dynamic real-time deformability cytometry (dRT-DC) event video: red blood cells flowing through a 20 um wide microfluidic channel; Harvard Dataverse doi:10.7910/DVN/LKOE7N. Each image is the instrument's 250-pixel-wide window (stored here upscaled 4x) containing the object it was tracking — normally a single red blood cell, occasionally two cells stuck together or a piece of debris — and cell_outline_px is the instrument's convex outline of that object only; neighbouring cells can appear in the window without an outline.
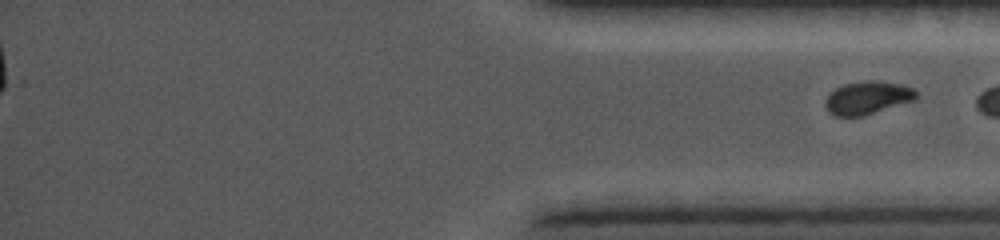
{"species": "common noctule bat (a hibernating species)", "species_latin": "Nyctalus noctula", "temperature_condition": "cold", "stored_images_in_passage": 37, "segment_of_instrument_passage": [2, 2], "camera_frame_rate_fps": 5000, "um_per_image_px": 0.085, "animal": {"sex": "female", "body_mass_g": 19.0, "forearm_length_mm": 56.7}, "frame": {"image": 1, "passage_image": 37, "time_ms": 15.8, "image_size_px": [1000, 240], "cell_outline_px": [[920, 92], [916, 100], [864, 116], [836, 116], [828, 112], [824, 104], [824, 100], [836, 88], [844, 84], [868, 80], [872, 80], [900, 84], [916, 88]], "centroid_in_image_um": [73.8, 8.32], "position_along_channel_um": 361.4, "area_um2": 17.74}}